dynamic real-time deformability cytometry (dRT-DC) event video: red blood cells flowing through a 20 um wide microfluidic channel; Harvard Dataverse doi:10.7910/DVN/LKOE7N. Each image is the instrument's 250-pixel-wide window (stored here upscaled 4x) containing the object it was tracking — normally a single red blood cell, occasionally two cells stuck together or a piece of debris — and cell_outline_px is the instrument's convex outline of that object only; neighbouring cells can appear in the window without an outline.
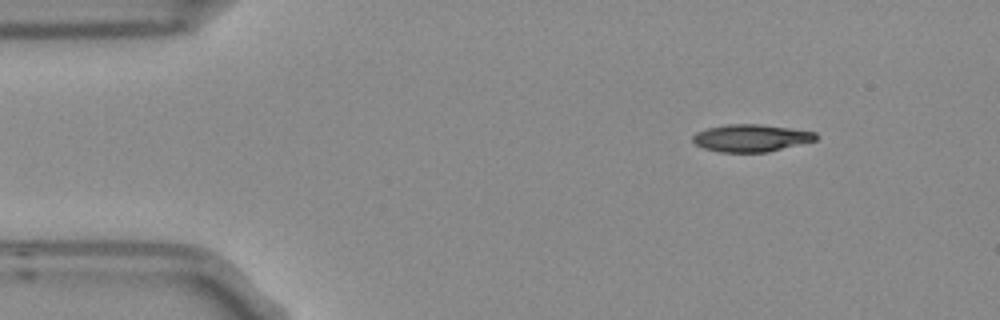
{"species": "Egyptian fruit bat (a non-hibernating species)", "species_latin": "Rousettus aegyptiacus", "temperature_condition": "room temperature", "stored_images_in_passage": 3, "camera_frame_rate_fps": 3000, "um_per_image_px": 0.085, "frame": {"image": 1, "passage_image": 1, "time_ms": 0.0, "image_size_px": [1000, 320], "cell_outline_px": [[820, 136], [816, 140], [768, 152], [720, 152], [704, 148], [696, 144], [692, 140], [692, 136], [696, 132], [708, 128], [728, 124], [764, 124], [816, 132]], "centroid_in_image_um": [63.86, 11.72], "position_along_channel_um": 21.1, "area_um2": 19.65}}